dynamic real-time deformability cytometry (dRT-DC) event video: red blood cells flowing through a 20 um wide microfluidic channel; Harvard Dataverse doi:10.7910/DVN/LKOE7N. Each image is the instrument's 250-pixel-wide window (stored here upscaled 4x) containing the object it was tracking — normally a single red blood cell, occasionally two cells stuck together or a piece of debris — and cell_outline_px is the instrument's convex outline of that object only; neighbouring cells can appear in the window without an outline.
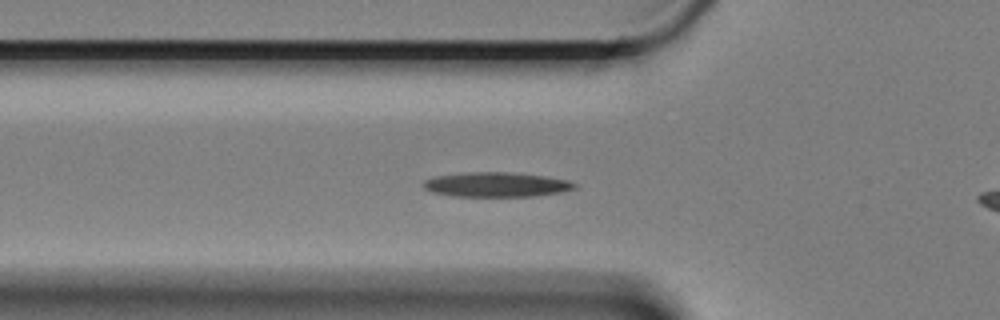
{"species": "Egyptian fruit bat (a non-hibernating species)", "species_latin": "Rousettus aegyptiacus", "temperature_condition": "cold", "stored_images_in_passage": 47, "camera_frame_rate_fps": 3000, "um_per_image_px": 0.085, "animal": {"sex": "female"}, "frame": {"image": 1, "passage_image": 6, "time_ms": 1.667, "image_size_px": [1000, 320], "cell_outline_px": [[576, 188], [560, 192], [536, 196], [452, 196], [432, 192], [424, 188], [420, 184], [424, 180], [436, 176], [468, 172], [508, 172], [544, 176], [568, 180], [576, 184]], "centroid_in_image_um": [42.15, 15.69], "position_along_channel_um": 83.6, "area_um2": 21.68}}
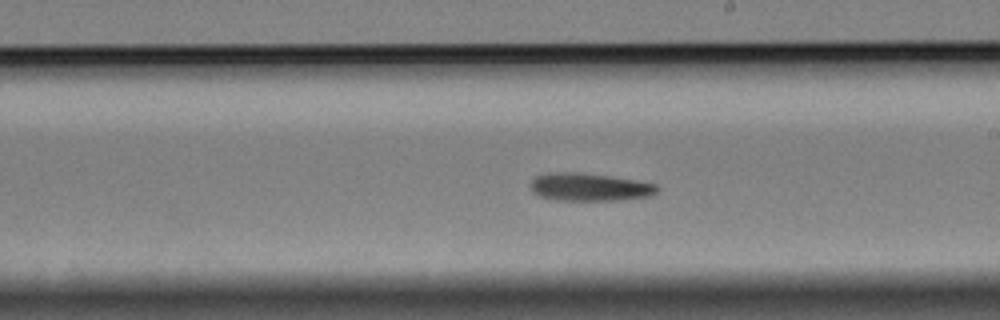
{"frame": {"image": 2, "passage_image": 20, "time_ms": 6.333, "image_size_px": [1000, 320], "cell_outline_px": [[660, 188], [656, 192], [648, 196], [620, 200], [556, 200], [540, 196], [532, 192], [532, 180], [536, 176], [548, 172], [576, 172], [608, 176], [636, 180], [656, 184]], "centroid_in_image_um": [50.1, 15.9], "position_along_channel_um": 238.9, "area_um2": 20.4}}
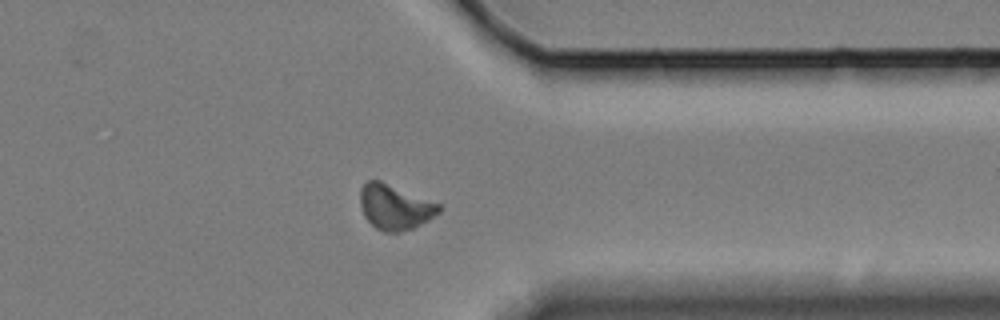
{"frame": {"image": 3, "passage_image": 33, "time_ms": 10.667, "image_size_px": [1000, 320], "cell_outline_px": [[444, 208], [440, 212], [428, 220], [412, 228], [400, 232], [384, 232], [376, 228], [364, 216], [360, 204], [360, 188], [368, 180], [380, 180], [440, 204]], "centroid_in_image_um": [33.56, 17.59], "position_along_channel_um": 377.8, "area_um2": 20.63}}